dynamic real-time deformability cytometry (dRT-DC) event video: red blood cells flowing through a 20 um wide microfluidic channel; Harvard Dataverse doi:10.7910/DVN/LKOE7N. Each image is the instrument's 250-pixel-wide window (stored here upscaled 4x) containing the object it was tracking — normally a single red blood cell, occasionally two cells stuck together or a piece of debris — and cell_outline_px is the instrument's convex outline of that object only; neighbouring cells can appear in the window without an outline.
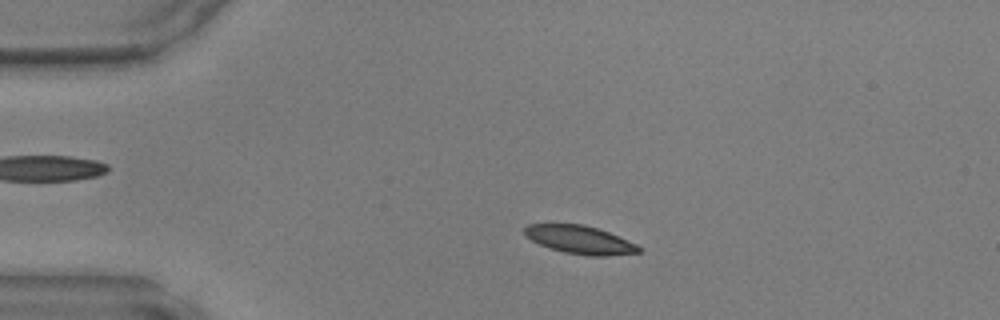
{"species": "common noctule bat (a hibernating species)", "species_latin": "Nyctalus noctula", "temperature_condition": "warm", "stored_images_in_passage": 44, "camera_frame_rate_fps": 3000, "um_per_image_px": 0.085, "animal": {"sex": "male", "body_mass_g": 17.9, "forearm_length_mm": 54.2}, "frame": {"image": 1, "passage_image": 7, "time_ms": 2.0, "image_size_px": [1000, 320], "cell_outline_px": [[640, 252], [608, 256], [588, 256], [564, 252], [540, 244], [524, 236], [524, 228], [528, 224], [584, 224], [608, 232], [636, 244], [640, 248]], "centroid_in_image_um": [49.27, 20.38], "position_along_channel_um": 35.7, "area_um2": 18.55}}
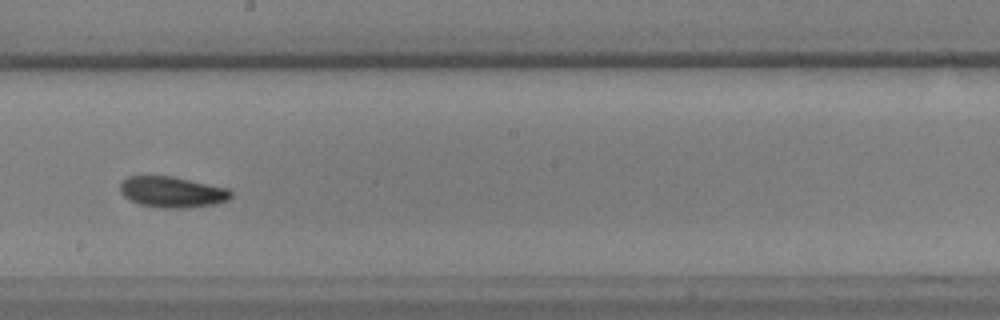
{"frame": {"image": 2, "passage_image": 24, "time_ms": 7.667, "image_size_px": [1000, 320], "cell_outline_px": [[232, 196], [228, 200], [216, 204], [184, 208], [164, 208], [140, 204], [124, 196], [120, 192], [120, 184], [128, 176], [172, 176], [228, 188], [232, 192]], "centroid_in_image_um": [14.66, 16.32], "position_along_channel_um": 233.5, "area_um2": 19.88}}
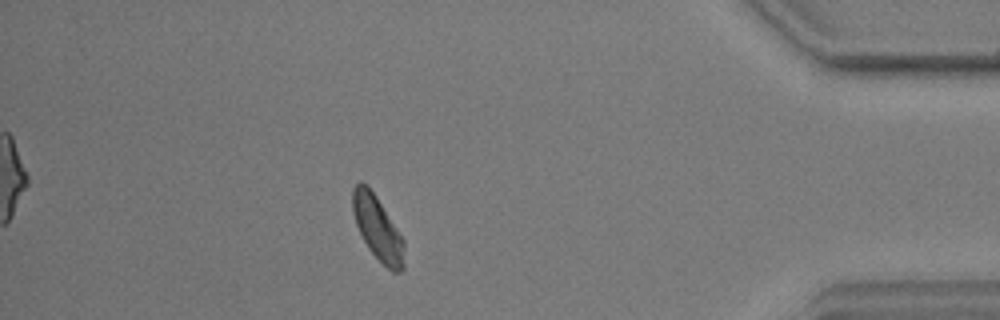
{"frame": {"image": 3, "passage_image": 39, "time_ms": 12.667, "image_size_px": [1000, 320], "cell_outline_px": [[404, 268], [400, 272], [392, 272], [368, 248], [356, 224], [352, 212], [352, 188], [360, 180], [368, 184], [376, 196], [404, 240]], "centroid_in_image_um": [32.08, 19.36], "position_along_channel_um": 403.1, "area_um2": 19.13}}